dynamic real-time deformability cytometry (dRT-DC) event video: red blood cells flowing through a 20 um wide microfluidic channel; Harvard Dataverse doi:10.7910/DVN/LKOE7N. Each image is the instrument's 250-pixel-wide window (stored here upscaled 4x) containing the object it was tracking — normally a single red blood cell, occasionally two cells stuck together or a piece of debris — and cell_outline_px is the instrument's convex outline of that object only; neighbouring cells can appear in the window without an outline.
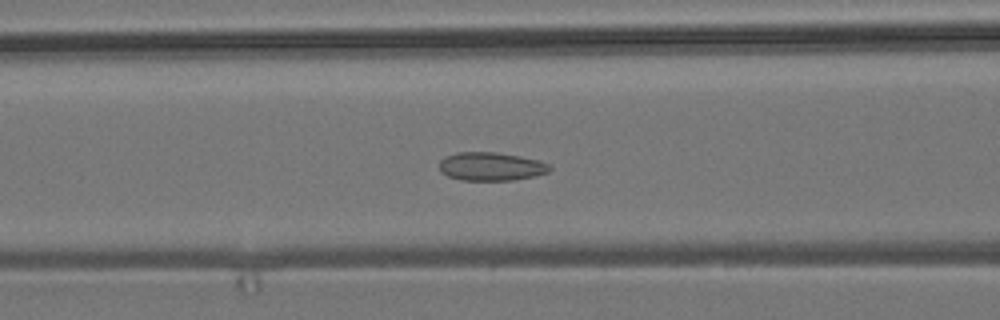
{"species": "common noctule bat (a hibernating species)", "species_latin": "Nyctalus noctula", "temperature_condition": "room temperature", "stored_images_in_passage": 55, "camera_frame_rate_fps": 3000, "um_per_image_px": 0.085, "animal": {"sex": "male", "body_mass_g": 19.2, "forearm_length_mm": 51.8}, "frame": {"image": 1, "passage_image": 22, "time_ms": 7.0, "image_size_px": [1000, 320], "cell_outline_px": [[552, 168], [548, 172], [536, 176], [512, 180], [460, 180], [448, 176], [440, 172], [440, 160], [444, 156], [456, 152], [496, 152], [520, 156], [540, 160], [548, 164]], "centroid_in_image_um": [41.73, 14.14], "position_along_channel_um": 124.9, "area_um2": 18.44}}
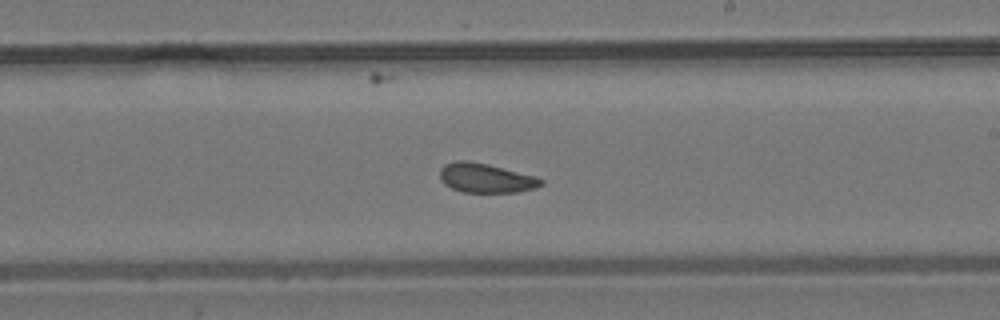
{"frame": {"image": 2, "passage_image": 32, "time_ms": 10.333, "image_size_px": [1000, 320], "cell_outline_px": [[544, 184], [536, 188], [516, 192], [464, 192], [452, 188], [444, 184], [440, 180], [440, 168], [444, 164], [456, 160], [468, 160], [488, 164], [536, 176], [544, 180]], "centroid_in_image_um": [41.29, 15.12], "position_along_channel_um": 247.7, "area_um2": 17.46}}
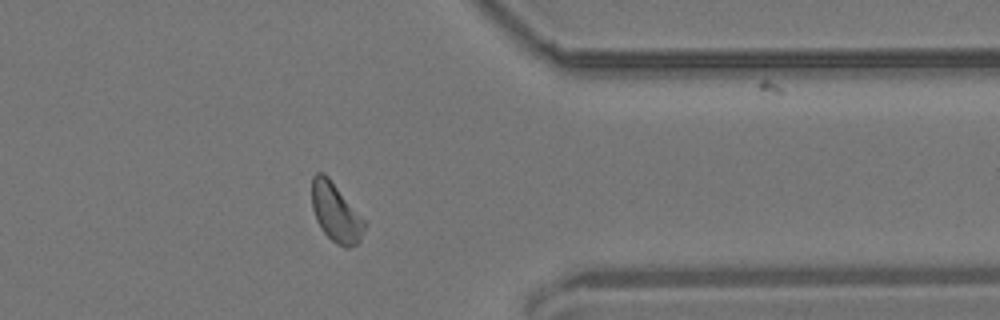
{"frame": {"image": 3, "passage_image": 44, "time_ms": 14.333, "image_size_px": [1000, 320], "cell_outline_px": [[368, 224], [360, 240], [356, 244], [348, 248], [344, 248], [336, 244], [320, 228], [316, 220], [312, 208], [312, 176], [316, 172], [324, 172], [328, 176], [368, 220]], "centroid_in_image_um": [28.59, 18.06], "position_along_channel_um": 382.8, "area_um2": 18.73}, "authors_computed_cell_mechanics": {"area_um2": 18.207, "velocity_mm_per_s": 3.6866, "shape_relaxation_time_tau1_ms": 5.9197, "shape_relaxation_time_tau2_ms": 1.8529, "deformation_change_tau1": 0.0752, "deformation_change_tau2": 0.0662}}